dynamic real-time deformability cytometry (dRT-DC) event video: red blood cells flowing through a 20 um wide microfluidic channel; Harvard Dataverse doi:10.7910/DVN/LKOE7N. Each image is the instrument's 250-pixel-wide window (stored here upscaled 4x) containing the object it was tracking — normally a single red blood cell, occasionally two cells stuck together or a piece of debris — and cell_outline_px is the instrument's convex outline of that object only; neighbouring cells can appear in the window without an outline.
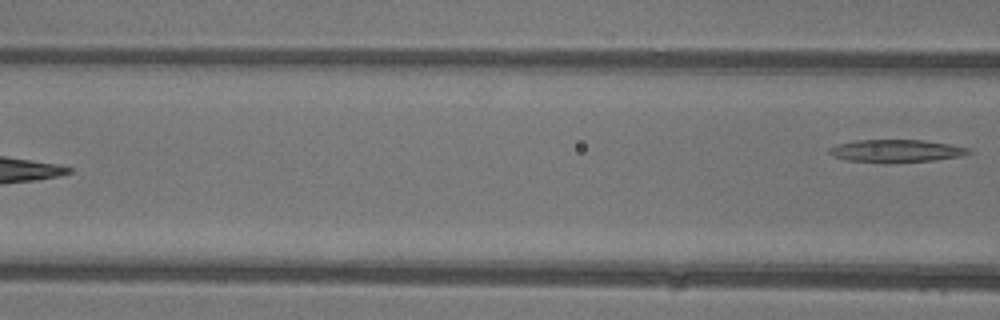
{"species": "common noctule bat (a hibernating species)", "species_latin": "Nyctalus noctula", "temperature_condition": "warm", "stored_images_in_passage": 7, "camera_frame_rate_fps": 3000, "um_per_image_px": 0.085, "animal": {"sex": "female"}, "frame": {"image": 1, "passage_image": 7, "time_ms": 7.0, "image_size_px": [1000, 320], "cell_outline_px": [[972, 152], [960, 156], [936, 160], [888, 164], [884, 164], [848, 160], [832, 156], [828, 152], [828, 148], [836, 144], [856, 140], [924, 140], [972, 148]], "centroid_in_image_um": [76.15, 12.84], "position_along_channel_um": 90.4, "area_um2": 18.84}}